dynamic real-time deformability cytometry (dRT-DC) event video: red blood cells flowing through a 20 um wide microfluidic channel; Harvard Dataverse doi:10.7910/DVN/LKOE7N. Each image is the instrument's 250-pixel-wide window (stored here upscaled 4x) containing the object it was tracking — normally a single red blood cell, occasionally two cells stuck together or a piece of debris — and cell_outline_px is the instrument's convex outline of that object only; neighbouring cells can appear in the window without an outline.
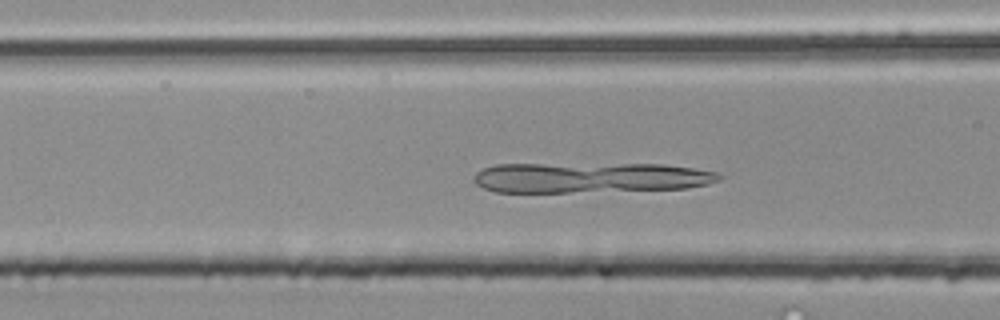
{"species": "common noctule bat (a hibernating species)", "species_latin": "Nyctalus noctula", "temperature_condition": "room temperature", "stored_images_in_passage": 37, "camera_frame_rate_fps": 3000, "um_per_image_px": 0.085, "animal": {"sex": "male", "body_mass_g": 20.4}, "frame": {"image": 1, "passage_image": 5, "time_ms": 1.333, "image_size_px": [1000, 320], "cell_outline_px": [[724, 176], [720, 180], [708, 184], [688, 188], [568, 192], [496, 192], [484, 188], [476, 184], [472, 180], [472, 176], [476, 172], [484, 168], [496, 164], [664, 164], [720, 172]], "centroid_in_image_um": [50.17, 15.09], "position_along_channel_um": 116.4, "area_um2": 43.58}}
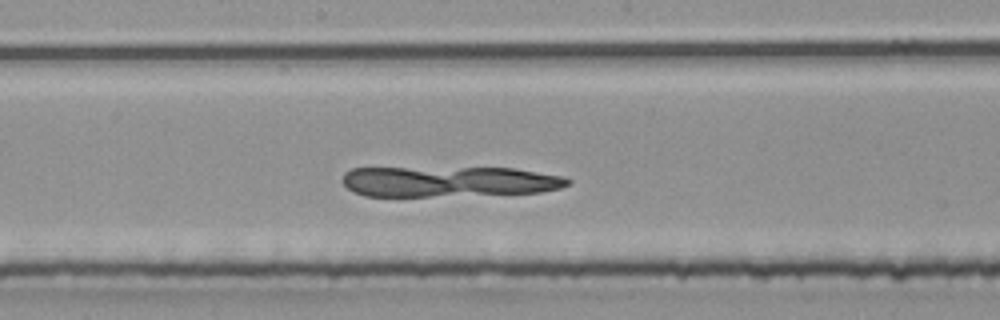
{"frame": {"image": 2, "passage_image": 12, "time_ms": 3.667, "image_size_px": [1000, 320], "cell_outline_px": [[572, 184], [560, 188], [540, 192], [428, 196], [364, 196], [352, 192], [340, 180], [344, 172], [352, 168], [512, 168], [564, 176], [572, 180]], "centroid_in_image_um": [38.12, 15.42], "position_along_channel_um": 210.1, "area_um2": 40.11}}
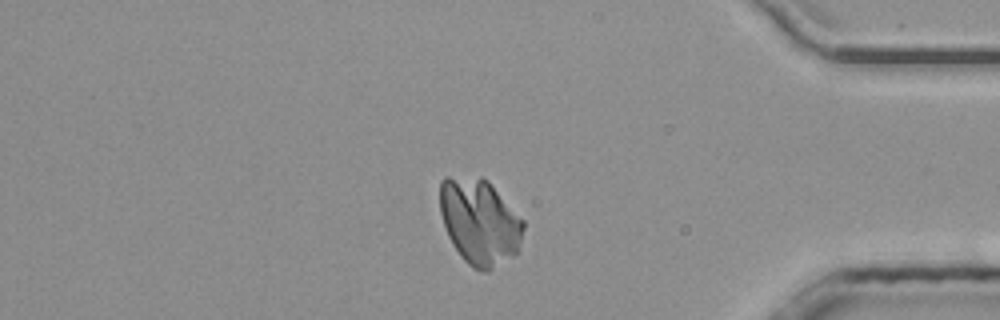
{"frame": {"image": 3, "passage_image": 28, "time_ms": 9.0, "image_size_px": [1000, 320], "cell_outline_px": [[524, 228], [516, 252], [512, 256], [488, 272], [484, 272], [472, 268], [460, 256], [452, 244], [448, 236], [440, 212], [440, 180], [444, 176], [480, 176], [488, 180], [524, 220]], "centroid_in_image_um": [40.74, 18.82], "position_along_channel_um": 394.5, "area_um2": 42.08}}